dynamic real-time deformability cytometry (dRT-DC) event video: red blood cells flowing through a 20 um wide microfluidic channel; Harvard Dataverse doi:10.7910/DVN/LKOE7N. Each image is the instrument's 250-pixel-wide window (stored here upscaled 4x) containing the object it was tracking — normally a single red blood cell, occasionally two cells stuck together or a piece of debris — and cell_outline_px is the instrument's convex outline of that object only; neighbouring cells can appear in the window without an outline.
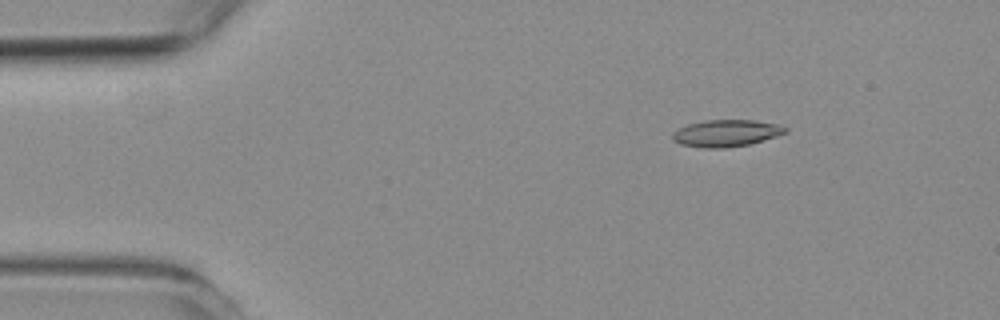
{"species": "common noctule bat (a hibernating species)", "species_latin": "Nyctalus noctula", "temperature_condition": "room temperature", "stored_images_in_passage": 33, "camera_frame_rate_fps": 3000, "um_per_image_px": 0.085, "animal": {"sex": "female", "body_mass_g": 19.3, "forearm_length_mm": 54.1}, "frame": {"image": 1, "passage_image": 8, "time_ms": 2.333, "image_size_px": [1000, 320], "cell_outline_px": [[788, 132], [776, 136], [748, 144], [724, 148], [704, 148], [680, 144], [672, 140], [672, 132], [688, 124], [704, 120], [756, 120], [776, 124], [788, 128]], "centroid_in_image_um": [61.7, 11.32], "position_along_channel_um": 23.3, "area_um2": 17.63}}
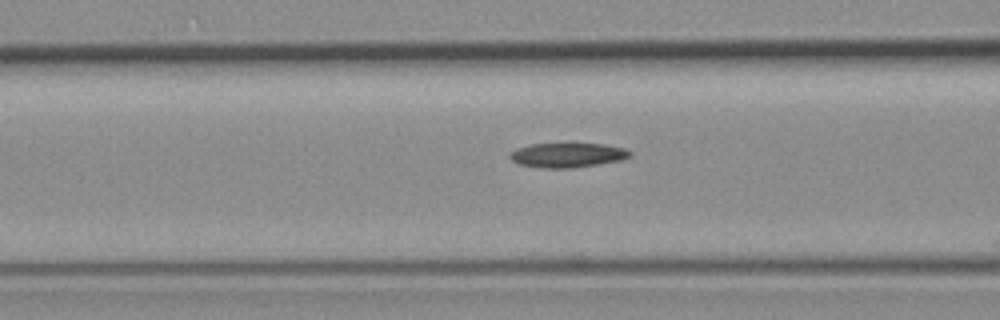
{"frame": {"image": 2, "passage_image": 22, "time_ms": 7.0, "image_size_px": [1000, 320], "cell_outline_px": [[632, 156], [624, 160], [572, 168], [540, 168], [520, 164], [512, 160], [508, 156], [516, 148], [532, 144], [568, 140], [572, 140], [604, 144], [624, 148], [632, 152]], "centroid_in_image_um": [48.28, 13.13], "position_along_channel_um": 118.3, "area_um2": 18.26}}
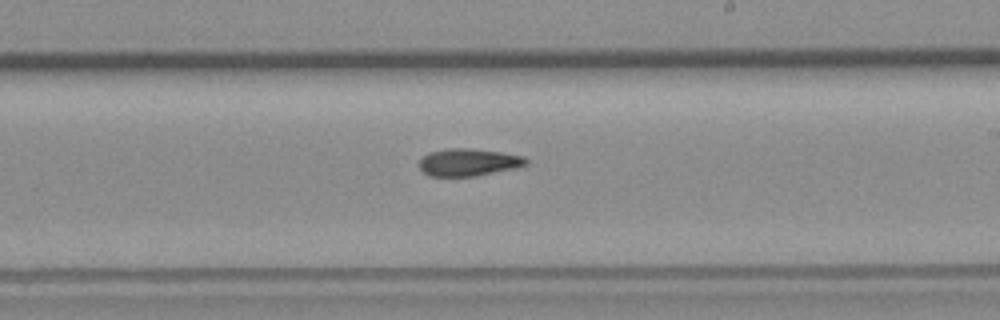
{"frame": {"image": 3, "passage_image": 33, "time_ms": 10.667, "image_size_px": [1000, 320], "cell_outline_px": [[528, 164], [516, 168], [476, 176], [428, 176], [420, 168], [420, 160], [428, 152], [444, 148], [468, 148], [500, 152], [524, 156], [528, 160]], "centroid_in_image_um": [39.83, 13.79], "position_along_channel_um": 249.2, "area_um2": 17.11}}